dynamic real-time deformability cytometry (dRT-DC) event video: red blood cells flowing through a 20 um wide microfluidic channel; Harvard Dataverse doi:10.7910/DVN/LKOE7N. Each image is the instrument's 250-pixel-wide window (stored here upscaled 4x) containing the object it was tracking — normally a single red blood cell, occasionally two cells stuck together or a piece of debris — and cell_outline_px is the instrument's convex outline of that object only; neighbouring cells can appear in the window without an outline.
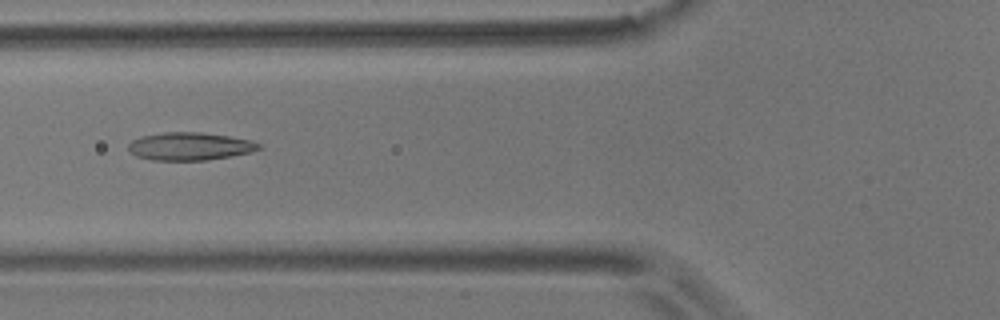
{"species": "common noctule bat (a hibernating species)", "species_latin": "Nyctalus noctula", "temperature_condition": "room temperature", "stored_images_in_passage": 11, "camera_frame_rate_fps": 3000, "um_per_image_px": 0.085, "animal": {"sex": "male", "body_mass_g": 17.9}, "frame": {"image": 1, "passage_image": 6, "time_ms": 6.667, "image_size_px": [1000, 320], "cell_outline_px": [[260, 148], [248, 152], [228, 156], [204, 160], [152, 160], [136, 156], [128, 148], [128, 144], [132, 140], [140, 136], [164, 132], [200, 132], [228, 136], [252, 140], [260, 144]], "centroid_in_image_um": [16.08, 12.42], "position_along_channel_um": 109.7, "area_um2": 20.92}}